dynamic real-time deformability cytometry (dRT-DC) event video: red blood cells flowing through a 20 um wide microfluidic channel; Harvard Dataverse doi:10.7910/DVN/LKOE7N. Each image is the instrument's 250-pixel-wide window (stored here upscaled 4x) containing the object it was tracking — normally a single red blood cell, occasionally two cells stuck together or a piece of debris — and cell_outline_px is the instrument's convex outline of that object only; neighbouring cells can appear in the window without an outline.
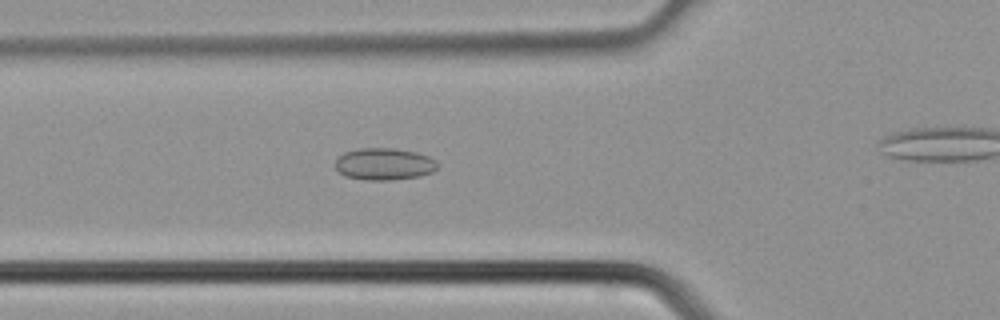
{"species": "common noctule bat (a hibernating species)", "species_latin": "Nyctalus noctula", "temperature_condition": "cold", "stored_images_in_passage": 21, "camera_frame_rate_fps": 3000, "um_per_image_px": 0.085, "animal": {"sex": "male", "body_mass_g": 21.5, "forearm_length_mm": 52.0}, "frame": {"image": 1, "passage_image": 3, "time_ms": 0.667, "image_size_px": [1000, 320], "cell_outline_px": [[436, 168], [432, 172], [420, 176], [392, 180], [364, 180], [344, 176], [336, 168], [336, 160], [344, 152], [360, 148], [396, 148], [416, 152], [428, 156], [436, 160]], "centroid_in_image_um": [32.65, 13.94], "position_along_channel_um": 93.1, "area_um2": 19.07}}
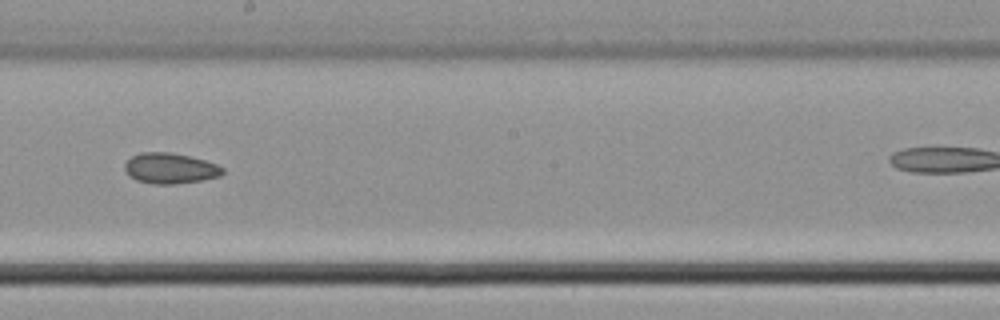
{"frame": {"image": 2, "passage_image": 11, "time_ms": 3.333, "image_size_px": [1000, 320], "cell_outline_px": [[224, 172], [220, 176], [200, 180], [176, 184], [152, 184], [136, 180], [128, 176], [124, 168], [124, 164], [132, 156], [140, 152], [168, 152], [188, 156], [204, 160], [216, 164], [224, 168]], "centroid_in_image_um": [14.43, 14.31], "position_along_channel_um": 233.8, "area_um2": 17.46}}
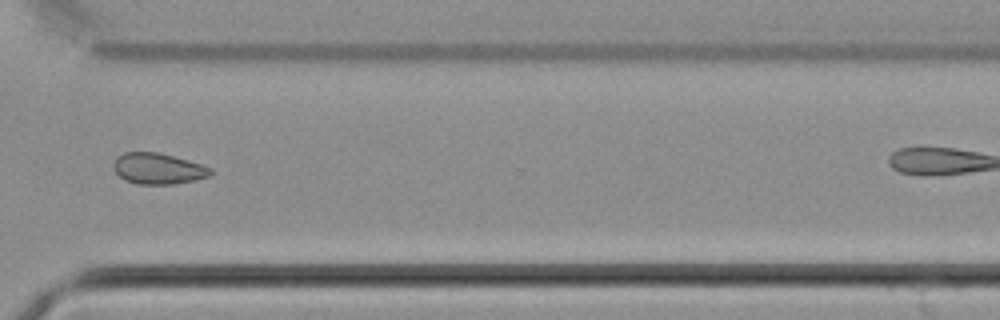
{"frame": {"image": 3, "passage_image": 18, "time_ms": 5.667, "image_size_px": [1000, 320], "cell_outline_px": [[212, 176], [196, 180], [172, 184], [136, 184], [124, 180], [112, 168], [112, 164], [116, 156], [124, 152], [156, 152], [172, 156], [200, 164], [212, 168]], "centroid_in_image_um": [13.41, 14.34], "position_along_channel_um": 357.2, "area_um2": 17.63}}